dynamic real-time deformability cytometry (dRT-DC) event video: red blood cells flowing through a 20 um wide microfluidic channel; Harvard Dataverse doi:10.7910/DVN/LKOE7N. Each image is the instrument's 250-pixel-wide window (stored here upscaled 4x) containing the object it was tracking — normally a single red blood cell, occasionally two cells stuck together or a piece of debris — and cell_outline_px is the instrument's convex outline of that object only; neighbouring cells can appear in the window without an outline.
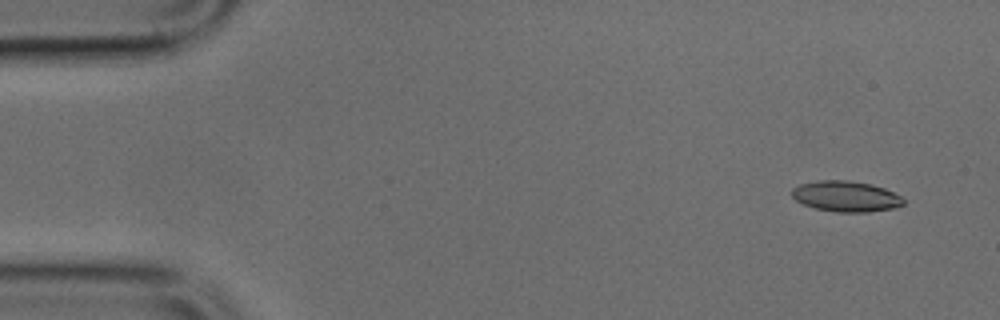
{"species": "common noctule bat (a hibernating species)", "species_latin": "Nyctalus noctula", "temperature_condition": "cold", "stored_images_in_passage": 3, "camera_frame_rate_fps": 3000, "um_per_image_px": 0.085, "animal": {"sex": "male", "body_mass_g": 17.9, "forearm_length_mm": 54.2}, "frame": {"image": 1, "passage_image": 1, "time_ms": 0.0, "image_size_px": [1000, 320], "cell_outline_px": [[904, 204], [892, 208], [868, 212], [836, 212], [816, 208], [804, 204], [796, 200], [792, 196], [792, 188], [800, 184], [820, 180], [848, 180], [872, 184], [884, 188], [900, 196], [904, 200]], "centroid_in_image_um": [71.89, 16.68], "position_along_channel_um": 13.1, "area_um2": 19.83}}